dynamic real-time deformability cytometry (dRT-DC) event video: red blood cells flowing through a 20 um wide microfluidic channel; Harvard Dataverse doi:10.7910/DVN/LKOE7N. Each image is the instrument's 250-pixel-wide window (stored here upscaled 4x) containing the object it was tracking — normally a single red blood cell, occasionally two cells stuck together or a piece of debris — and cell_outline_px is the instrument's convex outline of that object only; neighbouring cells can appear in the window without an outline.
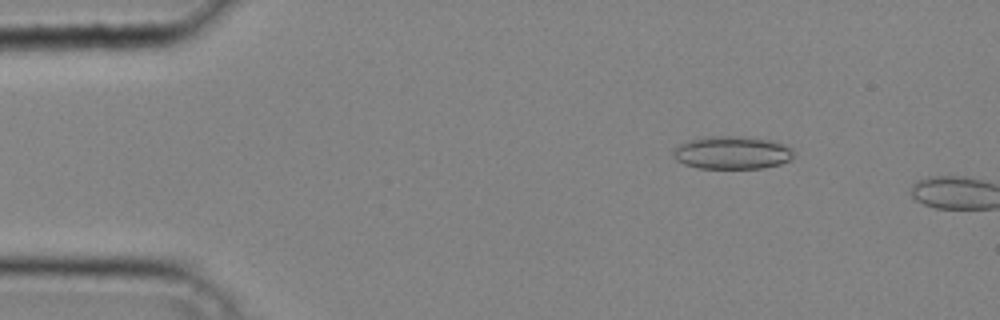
{"species": "common noctule bat (a hibernating species)", "species_latin": "Nyctalus noctula", "temperature_condition": "cold", "stored_images_in_passage": 8, "camera_frame_rate_fps": 3000, "um_per_image_px": 0.085, "animal": {"sex": "male", "body_mass_g": 20.4}, "frame": {"image": 1, "passage_image": 6, "time_ms": 1.667, "image_size_px": [1000, 320], "cell_outline_px": [[792, 156], [788, 160], [780, 164], [764, 168], [700, 168], [684, 164], [676, 160], [672, 156], [672, 152], [680, 144], [688, 140], [708, 136], [748, 136], [768, 140], [784, 144], [792, 148]], "centroid_in_image_um": [62.2, 12.97], "position_along_channel_um": 22.8, "area_um2": 23.12}}